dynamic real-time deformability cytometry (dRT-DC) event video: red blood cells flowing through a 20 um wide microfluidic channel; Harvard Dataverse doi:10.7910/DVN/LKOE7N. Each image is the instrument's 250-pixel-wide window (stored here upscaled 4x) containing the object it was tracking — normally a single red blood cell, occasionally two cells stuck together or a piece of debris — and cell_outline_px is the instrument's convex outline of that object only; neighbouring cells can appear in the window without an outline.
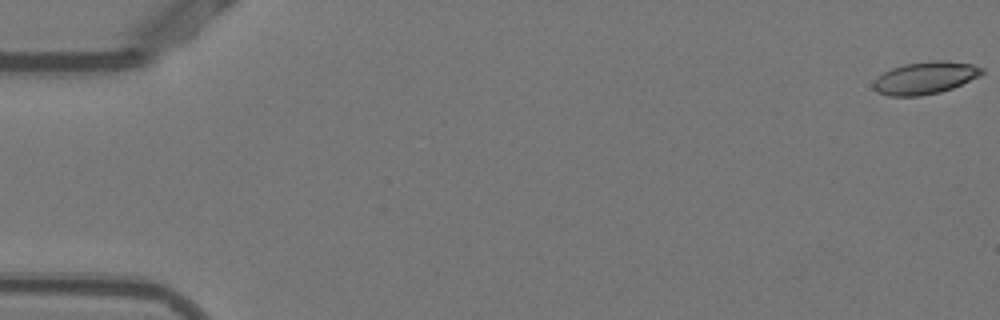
{"species": "Egyptian fruit bat (a non-hibernating species)", "species_latin": "Rousettus aegyptiacus", "temperature_condition": "warm", "stored_images_in_passage": 18, "camera_frame_rate_fps": 3000, "um_per_image_px": 0.085, "animal": {"sex": "female"}, "frame": {"image": 1, "passage_image": 1, "time_ms": 0.0, "image_size_px": [1000, 320], "cell_outline_px": [[984, 72], [980, 76], [952, 88], [940, 92], [920, 96], [888, 96], [876, 92], [872, 88], [872, 84], [884, 72], [892, 68], [904, 64], [932, 60], [944, 60], [972, 64], [984, 68]], "centroid_in_image_um": [78.64, 6.62], "position_along_channel_um": 6.4, "area_um2": 20.52}}
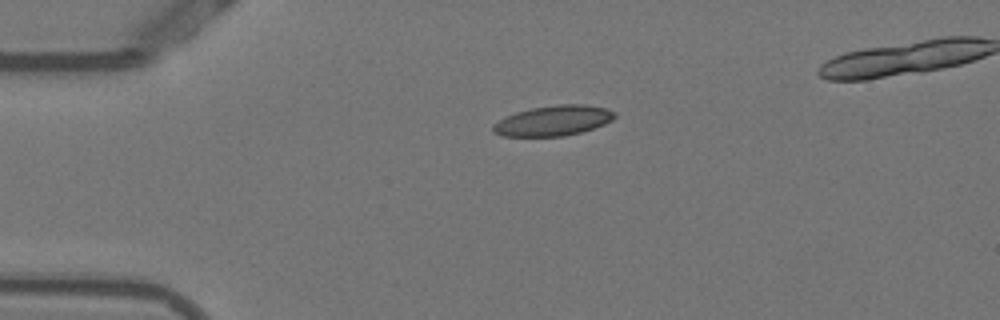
{"frame": {"image": 2, "passage_image": 13, "time_ms": 4.0, "image_size_px": [1000, 320], "cell_outline_px": [[616, 116], [612, 120], [604, 124], [580, 132], [564, 136], [500, 136], [492, 132], [492, 124], [516, 112], [532, 108], [556, 104], [588, 104], [604, 108], [616, 112]], "centroid_in_image_um": [47.02, 10.25], "position_along_channel_um": 38.0, "area_um2": 21.39}}